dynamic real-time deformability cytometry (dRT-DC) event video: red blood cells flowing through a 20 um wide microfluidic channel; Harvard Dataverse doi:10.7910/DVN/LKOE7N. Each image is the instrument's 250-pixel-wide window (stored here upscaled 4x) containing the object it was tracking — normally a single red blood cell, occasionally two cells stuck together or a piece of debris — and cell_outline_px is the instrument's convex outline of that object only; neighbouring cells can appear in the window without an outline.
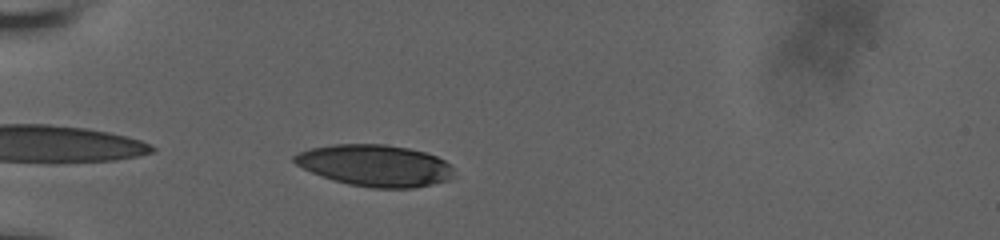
{"species": "human", "species_latin": "Homo sapiens", "temperature_condition": "room temperature", "stored_images_in_passage": 35, "camera_frame_rate_fps": 3000, "um_per_image_px": 0.085, "donor": {"sex": "male"}, "frame": {"image": 1, "passage_image": 2, "time_ms": 0.333, "image_size_px": [1000, 240], "cell_outline_px": [[456, 176], [448, 180], [432, 184], [412, 188], [372, 188], [348, 184], [312, 172], [296, 164], [292, 160], [292, 156], [300, 152], [312, 148], [332, 144], [384, 144], [408, 148], [424, 152], [436, 156], [444, 160], [452, 168]], "centroid_in_image_um": [31.9, 14.07], "position_along_channel_um": 53.1, "area_um2": 38.49}}
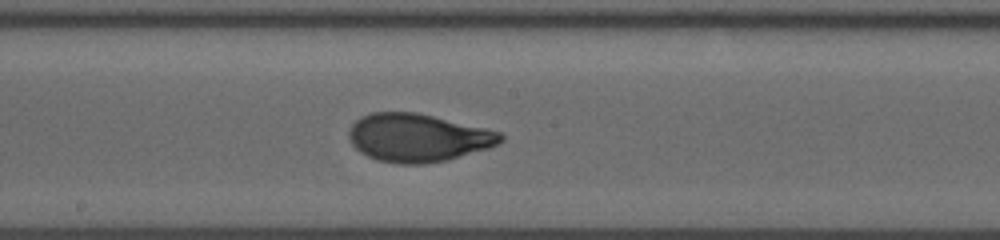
{"frame": {"image": 2, "passage_image": 17, "time_ms": 5.333, "image_size_px": [1000, 240], "cell_outline_px": [[504, 140], [488, 148], [444, 160], [424, 164], [400, 164], [376, 160], [360, 152], [352, 144], [348, 136], [348, 132], [352, 124], [360, 116], [372, 112], [416, 112], [488, 128], [500, 132], [504, 136]], "centroid_in_image_um": [35.5, 11.69], "position_along_channel_um": 212.7, "area_um2": 42.48}}
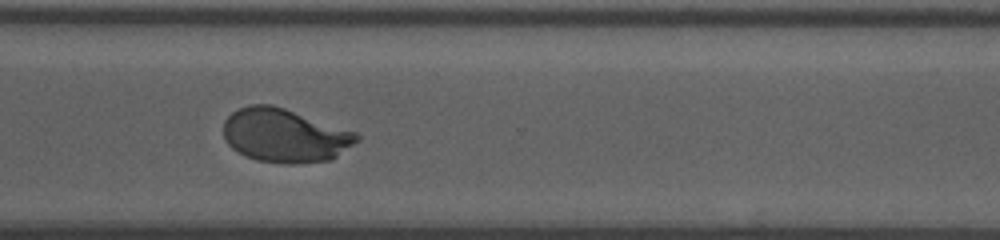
{"frame": {"image": 3, "passage_image": 28, "time_ms": 9.0, "image_size_px": [1000, 240], "cell_outline_px": [[360, 140], [332, 160], [292, 164], [288, 164], [256, 160], [244, 156], [232, 148], [228, 144], [224, 136], [224, 120], [232, 112], [248, 104], [272, 104], [356, 132], [360, 136]], "centroid_in_image_um": [24.21, 11.52], "position_along_channel_um": 346.4, "area_um2": 41.79}, "authors_computed_cell_mechanics": {"area_um2": 41.8472, "velocity_mm_per_s": 3.6623, "shape_relaxation_time_tau1_ms": 4.2954, "shape_relaxation_time_tau2_ms": null, "deformation_change_tau1": 0.2064, "deformation_change_tau2": null}}